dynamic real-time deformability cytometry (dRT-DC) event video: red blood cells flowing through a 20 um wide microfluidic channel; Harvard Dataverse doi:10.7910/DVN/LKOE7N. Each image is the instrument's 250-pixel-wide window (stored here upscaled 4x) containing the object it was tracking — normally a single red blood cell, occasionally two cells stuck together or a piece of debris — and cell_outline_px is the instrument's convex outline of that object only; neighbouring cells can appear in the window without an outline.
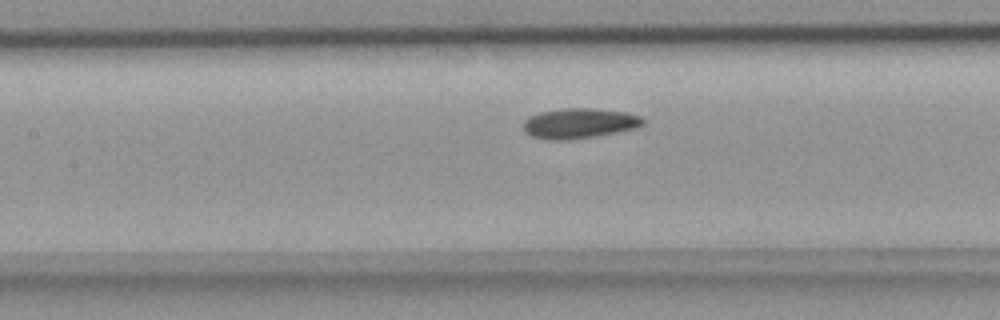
{"species": "common noctule bat (a hibernating species)", "species_latin": "Nyctalus noctula", "temperature_condition": "room temperature", "stored_images_in_passage": 29, "camera_frame_rate_fps": 3000, "um_per_image_px": 0.085, "animal": {"sex": "female", "body_mass_g": 18.4}, "frame": {"image": 1, "passage_image": 11, "time_ms": 3.333, "image_size_px": [1000, 320], "cell_outline_px": [[644, 124], [636, 128], [596, 136], [564, 140], [548, 140], [532, 136], [524, 132], [524, 120], [528, 116], [540, 112], [560, 108], [592, 108], [628, 112], [640, 116], [644, 120]], "centroid_in_image_um": [49.23, 10.47], "position_along_channel_um": 158.2, "area_um2": 21.15}}
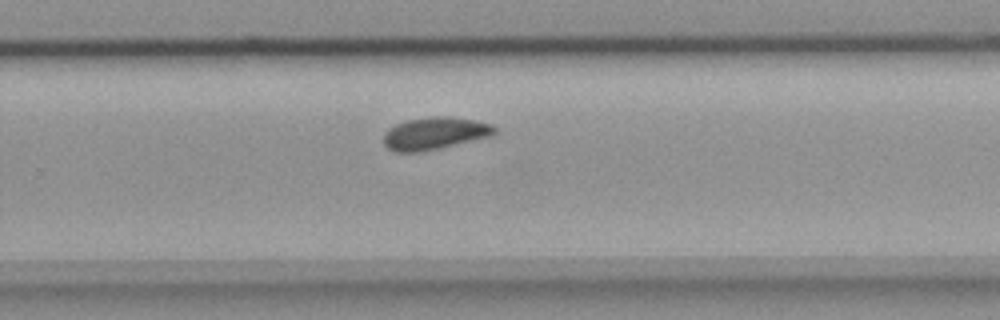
{"frame": {"image": 2, "passage_image": 21, "time_ms": 6.667, "image_size_px": [1000, 320], "cell_outline_px": [[496, 132], [492, 136], [440, 148], [420, 152], [396, 152], [388, 148], [384, 144], [384, 132], [388, 128], [396, 124], [408, 120], [432, 116], [444, 116], [476, 120], [492, 124], [496, 128]], "centroid_in_image_um": [36.96, 11.34], "position_along_channel_um": 292.8, "area_um2": 20.98}}
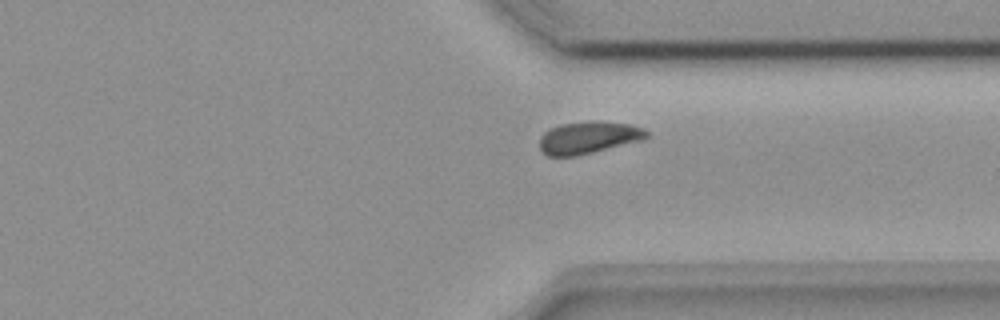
{"frame": {"image": 3, "passage_image": 26, "time_ms": 8.333, "image_size_px": [1000, 320], "cell_outline_px": [[648, 136], [640, 140], [576, 156], [548, 156], [540, 148], [540, 136], [548, 128], [560, 124], [628, 124], [644, 128], [648, 132]], "centroid_in_image_um": [49.95, 11.74], "position_along_channel_um": 361.4, "area_um2": 18.96}}